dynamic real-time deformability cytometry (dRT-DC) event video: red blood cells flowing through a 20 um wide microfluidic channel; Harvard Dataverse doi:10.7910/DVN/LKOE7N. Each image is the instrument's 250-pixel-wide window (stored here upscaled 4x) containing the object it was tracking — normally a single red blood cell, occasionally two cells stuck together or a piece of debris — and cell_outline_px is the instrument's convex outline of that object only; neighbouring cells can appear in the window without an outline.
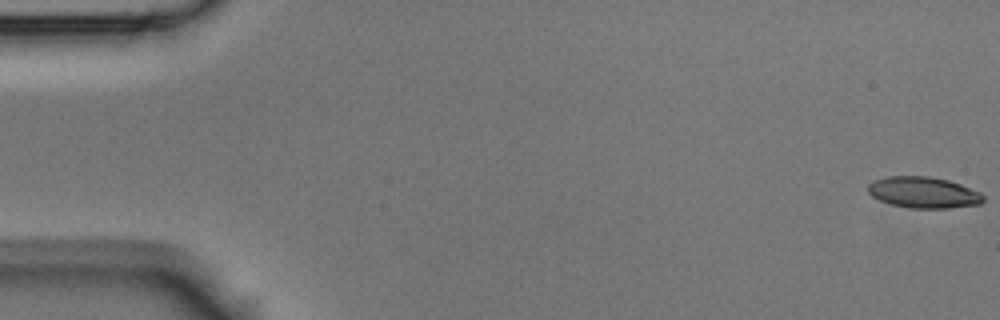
{"species": "Egyptian fruit bat (a non-hibernating species)", "species_latin": "Rousettus aegyptiacus", "temperature_condition": "room temperature", "stored_images_in_passage": 4, "camera_frame_rate_fps": 3000, "um_per_image_px": 0.085, "animal": {"sex": "male"}, "frame": {"image": 1, "passage_image": 1, "time_ms": 0.0, "image_size_px": [1000, 320], "cell_outline_px": [[984, 200], [980, 204], [948, 208], [912, 208], [892, 204], [880, 200], [872, 196], [868, 192], [868, 184], [872, 180], [888, 176], [928, 176], [948, 180], [960, 184], [980, 192], [984, 196]], "centroid_in_image_um": [78.49, 16.35], "position_along_channel_um": 6.5, "area_um2": 20.92}}